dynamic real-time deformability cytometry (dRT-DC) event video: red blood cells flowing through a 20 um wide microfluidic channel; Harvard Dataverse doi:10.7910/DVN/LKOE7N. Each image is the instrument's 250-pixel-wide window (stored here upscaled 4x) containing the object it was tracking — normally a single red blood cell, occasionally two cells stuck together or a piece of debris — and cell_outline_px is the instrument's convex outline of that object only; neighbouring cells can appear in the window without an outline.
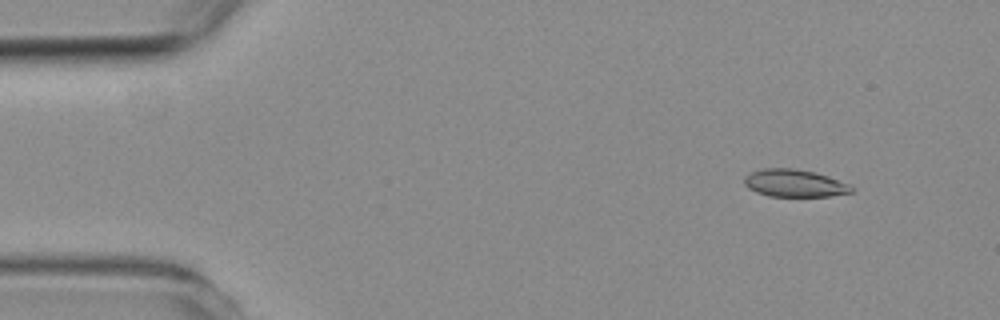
{"species": "common noctule bat (a hibernating species)", "species_latin": "Nyctalus noctula", "temperature_condition": "room temperature", "stored_images_in_passage": 6, "segment_of_instrument_passage": [1, 2], "camera_frame_rate_fps": 3000, "um_per_image_px": 0.085, "animal": {"sex": "female", "body_mass_g": 19.3, "forearm_length_mm": 54.1}, "frame": {"image": 1, "passage_image": 2, "time_ms": 1.333, "image_size_px": [1000, 320], "cell_outline_px": [[856, 188], [852, 192], [828, 196], [768, 196], [756, 192], [748, 188], [744, 184], [744, 176], [752, 172], [764, 168], [792, 168], [816, 172], [828, 176], [848, 184]], "centroid_in_image_um": [67.52, 15.57], "position_along_channel_um": 17.5, "area_um2": 17.17}}
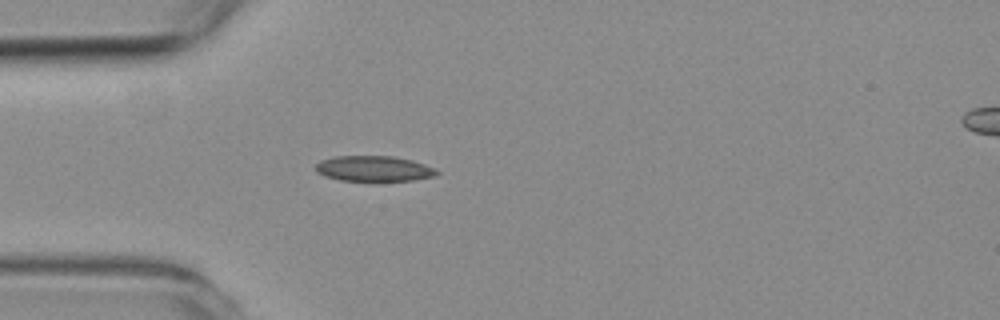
{"frame": {"image": 2, "passage_image": 5, "time_ms": 4.667, "image_size_px": [1000, 320], "cell_outline_px": [[440, 172], [436, 176], [412, 180], [340, 180], [324, 176], [316, 172], [316, 164], [320, 160], [336, 156], [392, 156], [412, 160], [424, 164]], "centroid_in_image_um": [31.75, 14.32], "position_along_channel_um": 53.2, "area_um2": 17.8}}